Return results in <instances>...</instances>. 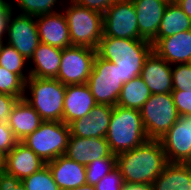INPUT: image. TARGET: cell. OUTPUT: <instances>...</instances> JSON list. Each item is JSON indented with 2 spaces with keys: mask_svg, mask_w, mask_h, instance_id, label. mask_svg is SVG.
<instances>
[{
  "mask_svg": "<svg viewBox=\"0 0 191 190\" xmlns=\"http://www.w3.org/2000/svg\"><path fill=\"white\" fill-rule=\"evenodd\" d=\"M148 139L140 110L113 107L106 140L114 155L132 150Z\"/></svg>",
  "mask_w": 191,
  "mask_h": 190,
  "instance_id": "obj_3",
  "label": "cell"
},
{
  "mask_svg": "<svg viewBox=\"0 0 191 190\" xmlns=\"http://www.w3.org/2000/svg\"><path fill=\"white\" fill-rule=\"evenodd\" d=\"M3 159L4 157L0 154V170H3Z\"/></svg>",
  "mask_w": 191,
  "mask_h": 190,
  "instance_id": "obj_44",
  "label": "cell"
},
{
  "mask_svg": "<svg viewBox=\"0 0 191 190\" xmlns=\"http://www.w3.org/2000/svg\"><path fill=\"white\" fill-rule=\"evenodd\" d=\"M137 13L139 39L152 43L158 34L168 0H132Z\"/></svg>",
  "mask_w": 191,
  "mask_h": 190,
  "instance_id": "obj_15",
  "label": "cell"
},
{
  "mask_svg": "<svg viewBox=\"0 0 191 190\" xmlns=\"http://www.w3.org/2000/svg\"><path fill=\"white\" fill-rule=\"evenodd\" d=\"M11 1L0 0V10H12Z\"/></svg>",
  "mask_w": 191,
  "mask_h": 190,
  "instance_id": "obj_42",
  "label": "cell"
},
{
  "mask_svg": "<svg viewBox=\"0 0 191 190\" xmlns=\"http://www.w3.org/2000/svg\"><path fill=\"white\" fill-rule=\"evenodd\" d=\"M152 184L154 190H191V164L168 162Z\"/></svg>",
  "mask_w": 191,
  "mask_h": 190,
  "instance_id": "obj_24",
  "label": "cell"
},
{
  "mask_svg": "<svg viewBox=\"0 0 191 190\" xmlns=\"http://www.w3.org/2000/svg\"><path fill=\"white\" fill-rule=\"evenodd\" d=\"M171 94L179 115L191 117V89L172 91Z\"/></svg>",
  "mask_w": 191,
  "mask_h": 190,
  "instance_id": "obj_34",
  "label": "cell"
},
{
  "mask_svg": "<svg viewBox=\"0 0 191 190\" xmlns=\"http://www.w3.org/2000/svg\"><path fill=\"white\" fill-rule=\"evenodd\" d=\"M46 164L60 190H70L87 184L86 166L69 159L65 155H61Z\"/></svg>",
  "mask_w": 191,
  "mask_h": 190,
  "instance_id": "obj_21",
  "label": "cell"
},
{
  "mask_svg": "<svg viewBox=\"0 0 191 190\" xmlns=\"http://www.w3.org/2000/svg\"><path fill=\"white\" fill-rule=\"evenodd\" d=\"M125 182L120 170L113 168L104 178L96 185V190H122Z\"/></svg>",
  "mask_w": 191,
  "mask_h": 190,
  "instance_id": "obj_33",
  "label": "cell"
},
{
  "mask_svg": "<svg viewBox=\"0 0 191 190\" xmlns=\"http://www.w3.org/2000/svg\"><path fill=\"white\" fill-rule=\"evenodd\" d=\"M21 182L27 190H60L47 164Z\"/></svg>",
  "mask_w": 191,
  "mask_h": 190,
  "instance_id": "obj_29",
  "label": "cell"
},
{
  "mask_svg": "<svg viewBox=\"0 0 191 190\" xmlns=\"http://www.w3.org/2000/svg\"><path fill=\"white\" fill-rule=\"evenodd\" d=\"M96 104L87 84L66 85L63 122L69 125L74 120L84 118Z\"/></svg>",
  "mask_w": 191,
  "mask_h": 190,
  "instance_id": "obj_19",
  "label": "cell"
},
{
  "mask_svg": "<svg viewBox=\"0 0 191 190\" xmlns=\"http://www.w3.org/2000/svg\"><path fill=\"white\" fill-rule=\"evenodd\" d=\"M97 104L115 106L122 90L120 73L116 65L96 55L92 72L86 83Z\"/></svg>",
  "mask_w": 191,
  "mask_h": 190,
  "instance_id": "obj_8",
  "label": "cell"
},
{
  "mask_svg": "<svg viewBox=\"0 0 191 190\" xmlns=\"http://www.w3.org/2000/svg\"><path fill=\"white\" fill-rule=\"evenodd\" d=\"M62 58V49L39 43L29 60L34 66L28 68L30 77L56 79Z\"/></svg>",
  "mask_w": 191,
  "mask_h": 190,
  "instance_id": "obj_23",
  "label": "cell"
},
{
  "mask_svg": "<svg viewBox=\"0 0 191 190\" xmlns=\"http://www.w3.org/2000/svg\"><path fill=\"white\" fill-rule=\"evenodd\" d=\"M70 190H96V187H95V185L85 184L83 186L76 187V188H73V189H70Z\"/></svg>",
  "mask_w": 191,
  "mask_h": 190,
  "instance_id": "obj_43",
  "label": "cell"
},
{
  "mask_svg": "<svg viewBox=\"0 0 191 190\" xmlns=\"http://www.w3.org/2000/svg\"><path fill=\"white\" fill-rule=\"evenodd\" d=\"M173 91L191 89V63L172 65Z\"/></svg>",
  "mask_w": 191,
  "mask_h": 190,
  "instance_id": "obj_32",
  "label": "cell"
},
{
  "mask_svg": "<svg viewBox=\"0 0 191 190\" xmlns=\"http://www.w3.org/2000/svg\"><path fill=\"white\" fill-rule=\"evenodd\" d=\"M19 98L0 93V122H7L9 115Z\"/></svg>",
  "mask_w": 191,
  "mask_h": 190,
  "instance_id": "obj_36",
  "label": "cell"
},
{
  "mask_svg": "<svg viewBox=\"0 0 191 190\" xmlns=\"http://www.w3.org/2000/svg\"><path fill=\"white\" fill-rule=\"evenodd\" d=\"M0 93L23 99L25 94V81L18 74L9 72L0 66Z\"/></svg>",
  "mask_w": 191,
  "mask_h": 190,
  "instance_id": "obj_31",
  "label": "cell"
},
{
  "mask_svg": "<svg viewBox=\"0 0 191 190\" xmlns=\"http://www.w3.org/2000/svg\"><path fill=\"white\" fill-rule=\"evenodd\" d=\"M113 106L96 104L84 118L69 124L70 133L82 138H106Z\"/></svg>",
  "mask_w": 191,
  "mask_h": 190,
  "instance_id": "obj_14",
  "label": "cell"
},
{
  "mask_svg": "<svg viewBox=\"0 0 191 190\" xmlns=\"http://www.w3.org/2000/svg\"><path fill=\"white\" fill-rule=\"evenodd\" d=\"M113 153L106 138H82L70 133L65 156L86 166L100 158L110 157Z\"/></svg>",
  "mask_w": 191,
  "mask_h": 190,
  "instance_id": "obj_17",
  "label": "cell"
},
{
  "mask_svg": "<svg viewBox=\"0 0 191 190\" xmlns=\"http://www.w3.org/2000/svg\"><path fill=\"white\" fill-rule=\"evenodd\" d=\"M4 43H5V40L0 39V52H1V49H2V46H3Z\"/></svg>",
  "mask_w": 191,
  "mask_h": 190,
  "instance_id": "obj_45",
  "label": "cell"
},
{
  "mask_svg": "<svg viewBox=\"0 0 191 190\" xmlns=\"http://www.w3.org/2000/svg\"><path fill=\"white\" fill-rule=\"evenodd\" d=\"M18 141L7 122H0V154L5 157Z\"/></svg>",
  "mask_w": 191,
  "mask_h": 190,
  "instance_id": "obj_35",
  "label": "cell"
},
{
  "mask_svg": "<svg viewBox=\"0 0 191 190\" xmlns=\"http://www.w3.org/2000/svg\"><path fill=\"white\" fill-rule=\"evenodd\" d=\"M61 1L62 0H13L11 6L12 9L16 6L19 9V14L38 16L60 11L57 5H60Z\"/></svg>",
  "mask_w": 191,
  "mask_h": 190,
  "instance_id": "obj_28",
  "label": "cell"
},
{
  "mask_svg": "<svg viewBox=\"0 0 191 190\" xmlns=\"http://www.w3.org/2000/svg\"><path fill=\"white\" fill-rule=\"evenodd\" d=\"M69 137L70 127L63 121H44L21 142L46 164L65 155Z\"/></svg>",
  "mask_w": 191,
  "mask_h": 190,
  "instance_id": "obj_6",
  "label": "cell"
},
{
  "mask_svg": "<svg viewBox=\"0 0 191 190\" xmlns=\"http://www.w3.org/2000/svg\"><path fill=\"white\" fill-rule=\"evenodd\" d=\"M13 13L9 18L5 42L29 61L40 43L35 16Z\"/></svg>",
  "mask_w": 191,
  "mask_h": 190,
  "instance_id": "obj_11",
  "label": "cell"
},
{
  "mask_svg": "<svg viewBox=\"0 0 191 190\" xmlns=\"http://www.w3.org/2000/svg\"><path fill=\"white\" fill-rule=\"evenodd\" d=\"M122 190H154L153 184H130L125 183Z\"/></svg>",
  "mask_w": 191,
  "mask_h": 190,
  "instance_id": "obj_40",
  "label": "cell"
},
{
  "mask_svg": "<svg viewBox=\"0 0 191 190\" xmlns=\"http://www.w3.org/2000/svg\"><path fill=\"white\" fill-rule=\"evenodd\" d=\"M175 3L191 18V0H176Z\"/></svg>",
  "mask_w": 191,
  "mask_h": 190,
  "instance_id": "obj_41",
  "label": "cell"
},
{
  "mask_svg": "<svg viewBox=\"0 0 191 190\" xmlns=\"http://www.w3.org/2000/svg\"><path fill=\"white\" fill-rule=\"evenodd\" d=\"M153 51L171 65L191 63V30L159 39Z\"/></svg>",
  "mask_w": 191,
  "mask_h": 190,
  "instance_id": "obj_20",
  "label": "cell"
},
{
  "mask_svg": "<svg viewBox=\"0 0 191 190\" xmlns=\"http://www.w3.org/2000/svg\"><path fill=\"white\" fill-rule=\"evenodd\" d=\"M167 163L160 141L153 139L116 156V167L130 184H152Z\"/></svg>",
  "mask_w": 191,
  "mask_h": 190,
  "instance_id": "obj_1",
  "label": "cell"
},
{
  "mask_svg": "<svg viewBox=\"0 0 191 190\" xmlns=\"http://www.w3.org/2000/svg\"><path fill=\"white\" fill-rule=\"evenodd\" d=\"M140 77L151 94H164L173 91L172 65L152 51L146 58Z\"/></svg>",
  "mask_w": 191,
  "mask_h": 190,
  "instance_id": "obj_16",
  "label": "cell"
},
{
  "mask_svg": "<svg viewBox=\"0 0 191 190\" xmlns=\"http://www.w3.org/2000/svg\"><path fill=\"white\" fill-rule=\"evenodd\" d=\"M96 49L70 46L62 49L59 73L56 77L64 85L86 84L92 72Z\"/></svg>",
  "mask_w": 191,
  "mask_h": 190,
  "instance_id": "obj_9",
  "label": "cell"
},
{
  "mask_svg": "<svg viewBox=\"0 0 191 190\" xmlns=\"http://www.w3.org/2000/svg\"><path fill=\"white\" fill-rule=\"evenodd\" d=\"M26 62L29 61L13 46L6 42L3 44L0 52V66L7 69L9 72L18 74L24 81H27L30 78V72L25 68Z\"/></svg>",
  "mask_w": 191,
  "mask_h": 190,
  "instance_id": "obj_27",
  "label": "cell"
},
{
  "mask_svg": "<svg viewBox=\"0 0 191 190\" xmlns=\"http://www.w3.org/2000/svg\"><path fill=\"white\" fill-rule=\"evenodd\" d=\"M150 96L148 86L140 76H137L123 84L116 105L141 110Z\"/></svg>",
  "mask_w": 191,
  "mask_h": 190,
  "instance_id": "obj_26",
  "label": "cell"
},
{
  "mask_svg": "<svg viewBox=\"0 0 191 190\" xmlns=\"http://www.w3.org/2000/svg\"><path fill=\"white\" fill-rule=\"evenodd\" d=\"M43 122L44 120L24 99H19L16 102L7 121L17 141L25 139Z\"/></svg>",
  "mask_w": 191,
  "mask_h": 190,
  "instance_id": "obj_22",
  "label": "cell"
},
{
  "mask_svg": "<svg viewBox=\"0 0 191 190\" xmlns=\"http://www.w3.org/2000/svg\"><path fill=\"white\" fill-rule=\"evenodd\" d=\"M65 93L66 85L57 79L30 77L25 81L23 99L44 121H63Z\"/></svg>",
  "mask_w": 191,
  "mask_h": 190,
  "instance_id": "obj_4",
  "label": "cell"
},
{
  "mask_svg": "<svg viewBox=\"0 0 191 190\" xmlns=\"http://www.w3.org/2000/svg\"><path fill=\"white\" fill-rule=\"evenodd\" d=\"M116 167V155L100 158L86 165V179L88 185H96L113 168Z\"/></svg>",
  "mask_w": 191,
  "mask_h": 190,
  "instance_id": "obj_30",
  "label": "cell"
},
{
  "mask_svg": "<svg viewBox=\"0 0 191 190\" xmlns=\"http://www.w3.org/2000/svg\"><path fill=\"white\" fill-rule=\"evenodd\" d=\"M0 190H27L20 179L0 170Z\"/></svg>",
  "mask_w": 191,
  "mask_h": 190,
  "instance_id": "obj_38",
  "label": "cell"
},
{
  "mask_svg": "<svg viewBox=\"0 0 191 190\" xmlns=\"http://www.w3.org/2000/svg\"><path fill=\"white\" fill-rule=\"evenodd\" d=\"M41 43L64 49L72 46L63 10L35 16Z\"/></svg>",
  "mask_w": 191,
  "mask_h": 190,
  "instance_id": "obj_13",
  "label": "cell"
},
{
  "mask_svg": "<svg viewBox=\"0 0 191 190\" xmlns=\"http://www.w3.org/2000/svg\"><path fill=\"white\" fill-rule=\"evenodd\" d=\"M153 51L152 43L143 39H121L102 35L97 55L116 65L124 84L140 76L146 58Z\"/></svg>",
  "mask_w": 191,
  "mask_h": 190,
  "instance_id": "obj_2",
  "label": "cell"
},
{
  "mask_svg": "<svg viewBox=\"0 0 191 190\" xmlns=\"http://www.w3.org/2000/svg\"><path fill=\"white\" fill-rule=\"evenodd\" d=\"M146 135L159 140L180 117L171 93L151 94L140 110Z\"/></svg>",
  "mask_w": 191,
  "mask_h": 190,
  "instance_id": "obj_7",
  "label": "cell"
},
{
  "mask_svg": "<svg viewBox=\"0 0 191 190\" xmlns=\"http://www.w3.org/2000/svg\"><path fill=\"white\" fill-rule=\"evenodd\" d=\"M159 141L168 162L191 164V117L180 116Z\"/></svg>",
  "mask_w": 191,
  "mask_h": 190,
  "instance_id": "obj_12",
  "label": "cell"
},
{
  "mask_svg": "<svg viewBox=\"0 0 191 190\" xmlns=\"http://www.w3.org/2000/svg\"><path fill=\"white\" fill-rule=\"evenodd\" d=\"M188 30H191V18L175 2H169L158 28L157 38L152 42V45L161 38Z\"/></svg>",
  "mask_w": 191,
  "mask_h": 190,
  "instance_id": "obj_25",
  "label": "cell"
},
{
  "mask_svg": "<svg viewBox=\"0 0 191 190\" xmlns=\"http://www.w3.org/2000/svg\"><path fill=\"white\" fill-rule=\"evenodd\" d=\"M103 35L139 39L137 13L132 0H117L103 14Z\"/></svg>",
  "mask_w": 191,
  "mask_h": 190,
  "instance_id": "obj_10",
  "label": "cell"
},
{
  "mask_svg": "<svg viewBox=\"0 0 191 190\" xmlns=\"http://www.w3.org/2000/svg\"><path fill=\"white\" fill-rule=\"evenodd\" d=\"M14 10H0V39L5 40L9 18Z\"/></svg>",
  "mask_w": 191,
  "mask_h": 190,
  "instance_id": "obj_39",
  "label": "cell"
},
{
  "mask_svg": "<svg viewBox=\"0 0 191 190\" xmlns=\"http://www.w3.org/2000/svg\"><path fill=\"white\" fill-rule=\"evenodd\" d=\"M76 4L86 7L90 10L101 13L102 15L117 0H71Z\"/></svg>",
  "mask_w": 191,
  "mask_h": 190,
  "instance_id": "obj_37",
  "label": "cell"
},
{
  "mask_svg": "<svg viewBox=\"0 0 191 190\" xmlns=\"http://www.w3.org/2000/svg\"><path fill=\"white\" fill-rule=\"evenodd\" d=\"M45 163L25 144L18 141L3 159V170L23 180L41 169Z\"/></svg>",
  "mask_w": 191,
  "mask_h": 190,
  "instance_id": "obj_18",
  "label": "cell"
},
{
  "mask_svg": "<svg viewBox=\"0 0 191 190\" xmlns=\"http://www.w3.org/2000/svg\"><path fill=\"white\" fill-rule=\"evenodd\" d=\"M64 5L70 41L73 46L97 49L103 35V15L71 0Z\"/></svg>",
  "mask_w": 191,
  "mask_h": 190,
  "instance_id": "obj_5",
  "label": "cell"
}]
</instances>
